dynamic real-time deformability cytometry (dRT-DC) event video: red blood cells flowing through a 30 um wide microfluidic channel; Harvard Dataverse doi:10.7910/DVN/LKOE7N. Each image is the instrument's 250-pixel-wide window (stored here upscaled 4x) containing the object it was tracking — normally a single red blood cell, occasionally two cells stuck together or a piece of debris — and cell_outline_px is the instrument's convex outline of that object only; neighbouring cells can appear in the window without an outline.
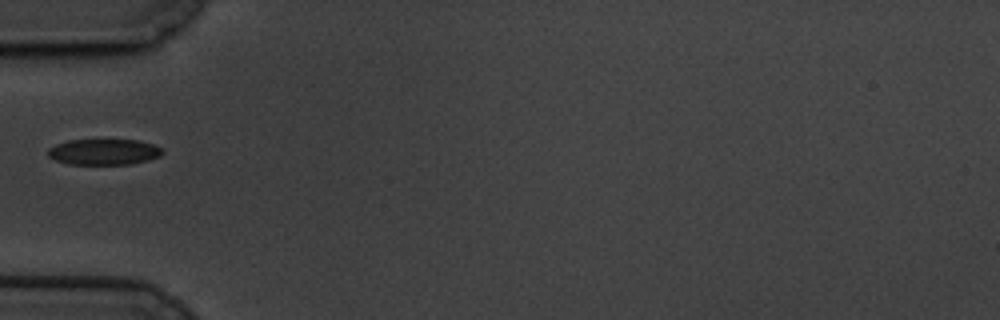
{"species": "common noctule bat (a hibernating species)", "species_latin": "Nyctalus noctula", "temperature_condition": "cold", "stored_images_in_passage": 15, "camera_frame_rate_fps": 3000, "um_per_image_px": 0.085, "animal": {"sex": "male", "body_mass_g": 19.5, "forearm_length_mm": 54.6}, "frame": {"image": 1, "passage_image": 1, "time_ms": 0.0, "image_size_px": [1000, 320], "cell_outline_px": [[164, 152], [160, 156], [148, 160], [132, 164], [68, 164], [56, 160], [48, 156], [48, 148], [56, 144], [68, 140], [136, 140], [152, 144], [164, 148]], "centroid_in_image_um": [8.85, 12.91], "position_along_channel_um": 76.2, "area_um2": 17.28}}
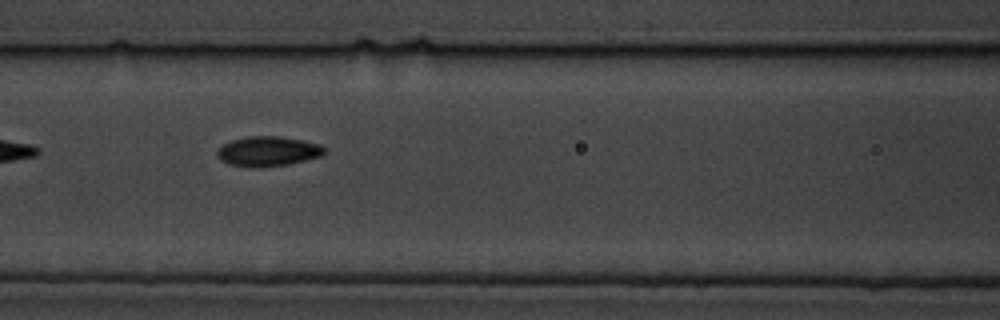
{"frame": {"image": 2, "passage_image": 7, "time_ms": 2.0, "image_size_px": [1000, 320], "cell_outline_px": [[328, 148], [320, 156], [288, 164], [252, 168], [228, 164], [220, 160], [216, 156], [216, 152], [224, 144], [232, 140], [248, 136], [280, 136], [304, 140], [320, 144]], "centroid_in_image_um": [22.77, 12.86], "position_along_channel_um": 143.8, "area_um2": 18.73}}
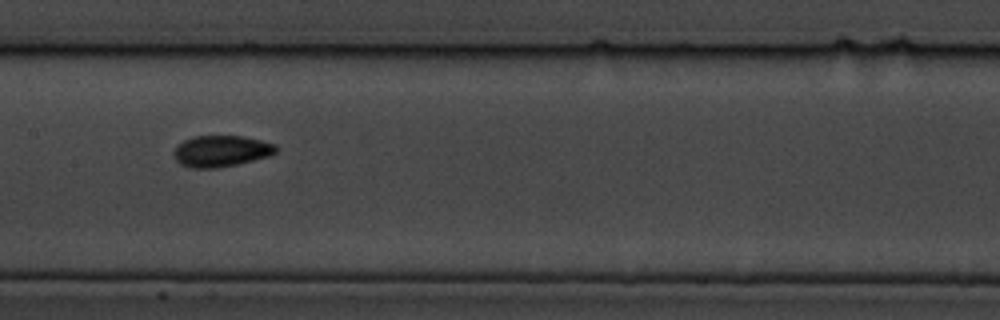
{"frame": {"image": 3, "passage_image": 11, "time_ms": 3.333, "image_size_px": [1000, 320], "cell_outline_px": [[276, 152], [268, 156], [236, 164], [216, 168], [192, 168], [180, 164], [176, 160], [172, 152], [184, 140], [192, 136], [240, 136], [260, 140], [276, 144]], "centroid_in_image_um": [18.77, 12.84], "position_along_channel_um": 188.6, "area_um2": 18.44}}